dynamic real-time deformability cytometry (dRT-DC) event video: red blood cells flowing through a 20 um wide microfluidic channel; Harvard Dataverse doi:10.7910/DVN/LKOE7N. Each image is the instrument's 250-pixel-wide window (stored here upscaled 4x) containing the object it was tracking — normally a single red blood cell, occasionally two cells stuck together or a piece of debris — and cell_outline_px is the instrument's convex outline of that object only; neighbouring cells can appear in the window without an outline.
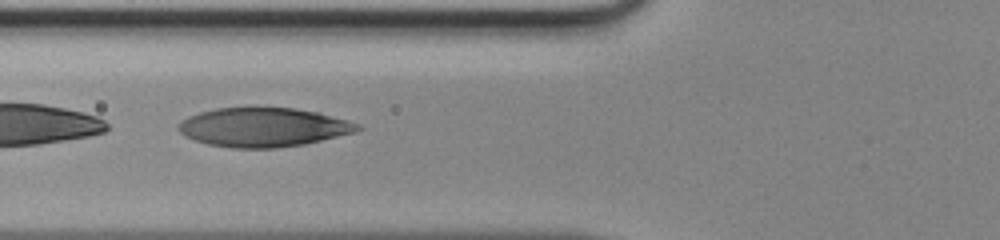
{"species": "human", "species_latin": "Homo sapiens", "temperature_condition": "room temperature", "stored_images_in_passage": 47, "camera_frame_rate_fps": 3000, "um_per_image_px": 0.085, "donor": {"sex": "male"}, "frame": {"image": 1, "passage_image": 18, "time_ms": 5.667, "image_size_px": [1000, 240], "cell_outline_px": [[364, 128], [356, 132], [304, 144], [276, 148], [232, 148], [208, 144], [184, 136], [176, 128], [176, 124], [180, 120], [188, 116], [200, 112], [216, 108], [296, 108], [320, 112], [348, 120], [360, 124]], "centroid_in_image_um": [22.39, 10.81], "position_along_channel_um": 103.4, "area_um2": 41.04}}
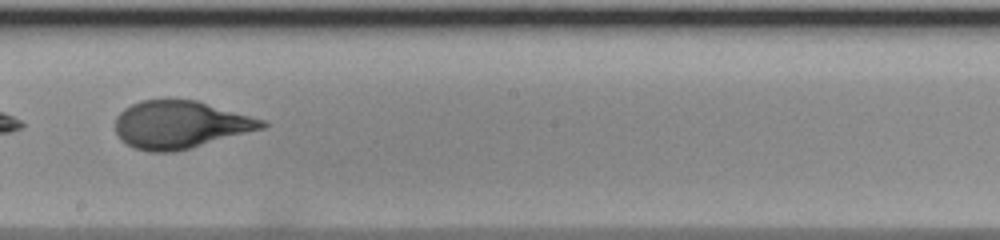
{"frame": {"image": 2, "passage_image": 27, "time_ms": 8.667, "image_size_px": [1000, 240], "cell_outline_px": [[268, 124], [264, 128], [176, 152], [148, 152], [136, 148], [120, 140], [116, 132], [116, 116], [124, 108], [140, 100], [168, 96], [196, 100], [264, 120]], "centroid_in_image_um": [15.28, 10.56], "position_along_channel_um": 232.9, "area_um2": 41.27}}
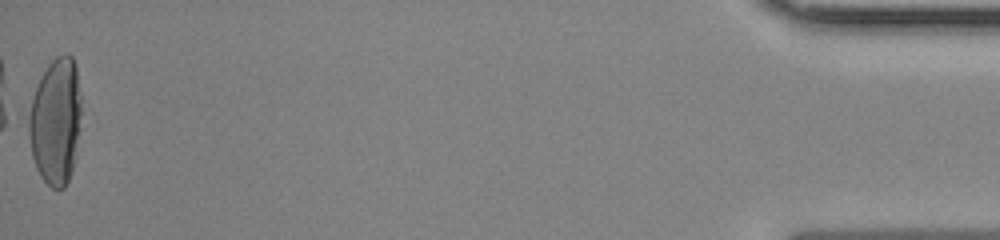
{"frame": {"image": 3, "passage_image": 47, "time_ms": 15.333, "image_size_px": [1000, 240], "cell_outline_px": [[80, 128], [76, 156], [72, 172], [64, 188], [52, 188], [40, 176], [36, 168], [32, 156], [28, 136], [28, 116], [32, 100], [36, 88], [48, 64], [56, 56], [64, 52], [68, 52], [72, 56], [76, 64], [80, 96]], "centroid_in_image_um": [4.74, 10.31], "position_along_channel_um": 430.5, "area_um2": 39.07}}